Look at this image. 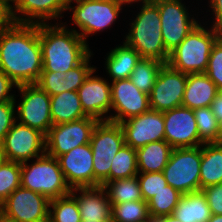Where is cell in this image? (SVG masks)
<instances>
[{
    "instance_id": "f5cc1de1",
    "label": "cell",
    "mask_w": 222,
    "mask_h": 222,
    "mask_svg": "<svg viewBox=\"0 0 222 222\" xmlns=\"http://www.w3.org/2000/svg\"><path fill=\"white\" fill-rule=\"evenodd\" d=\"M0 222H15V221L6 218L5 216H3V215L0 213Z\"/></svg>"
},
{
    "instance_id": "f1b7e54d",
    "label": "cell",
    "mask_w": 222,
    "mask_h": 222,
    "mask_svg": "<svg viewBox=\"0 0 222 222\" xmlns=\"http://www.w3.org/2000/svg\"><path fill=\"white\" fill-rule=\"evenodd\" d=\"M110 167V182L137 176L136 150L126 144L123 145L114 156Z\"/></svg>"
},
{
    "instance_id": "277c9868",
    "label": "cell",
    "mask_w": 222,
    "mask_h": 222,
    "mask_svg": "<svg viewBox=\"0 0 222 222\" xmlns=\"http://www.w3.org/2000/svg\"><path fill=\"white\" fill-rule=\"evenodd\" d=\"M199 23L186 38L169 53L167 64L185 74L205 73L213 45L222 31L211 27L210 31Z\"/></svg>"
},
{
    "instance_id": "11a10c76",
    "label": "cell",
    "mask_w": 222,
    "mask_h": 222,
    "mask_svg": "<svg viewBox=\"0 0 222 222\" xmlns=\"http://www.w3.org/2000/svg\"><path fill=\"white\" fill-rule=\"evenodd\" d=\"M3 159H4V158H3V154H2V152H1V147H0V163L2 162Z\"/></svg>"
},
{
    "instance_id": "d590c367",
    "label": "cell",
    "mask_w": 222,
    "mask_h": 222,
    "mask_svg": "<svg viewBox=\"0 0 222 222\" xmlns=\"http://www.w3.org/2000/svg\"><path fill=\"white\" fill-rule=\"evenodd\" d=\"M137 178L141 195L145 202H148L154 195L165 189L166 185H168L163 172L138 173Z\"/></svg>"
},
{
    "instance_id": "603a6c76",
    "label": "cell",
    "mask_w": 222,
    "mask_h": 222,
    "mask_svg": "<svg viewBox=\"0 0 222 222\" xmlns=\"http://www.w3.org/2000/svg\"><path fill=\"white\" fill-rule=\"evenodd\" d=\"M50 109L53 125L87 117L82 109L78 91H64L50 96Z\"/></svg>"
},
{
    "instance_id": "8992f818",
    "label": "cell",
    "mask_w": 222,
    "mask_h": 222,
    "mask_svg": "<svg viewBox=\"0 0 222 222\" xmlns=\"http://www.w3.org/2000/svg\"><path fill=\"white\" fill-rule=\"evenodd\" d=\"M93 153L94 187L110 182L112 160L125 145L123 130L119 123L109 120L98 121L90 139Z\"/></svg>"
},
{
    "instance_id": "ba28073f",
    "label": "cell",
    "mask_w": 222,
    "mask_h": 222,
    "mask_svg": "<svg viewBox=\"0 0 222 222\" xmlns=\"http://www.w3.org/2000/svg\"><path fill=\"white\" fill-rule=\"evenodd\" d=\"M122 7L115 0H83L67 10H73L71 20L81 31L77 33L87 42L90 34L108 29L119 18Z\"/></svg>"
},
{
    "instance_id": "681fc988",
    "label": "cell",
    "mask_w": 222,
    "mask_h": 222,
    "mask_svg": "<svg viewBox=\"0 0 222 222\" xmlns=\"http://www.w3.org/2000/svg\"><path fill=\"white\" fill-rule=\"evenodd\" d=\"M164 222H182L172 215L164 216Z\"/></svg>"
},
{
    "instance_id": "cb8c5ba5",
    "label": "cell",
    "mask_w": 222,
    "mask_h": 222,
    "mask_svg": "<svg viewBox=\"0 0 222 222\" xmlns=\"http://www.w3.org/2000/svg\"><path fill=\"white\" fill-rule=\"evenodd\" d=\"M173 147L165 140L151 142L136 149L138 173L162 172Z\"/></svg>"
},
{
    "instance_id": "7a4b0ae2",
    "label": "cell",
    "mask_w": 222,
    "mask_h": 222,
    "mask_svg": "<svg viewBox=\"0 0 222 222\" xmlns=\"http://www.w3.org/2000/svg\"><path fill=\"white\" fill-rule=\"evenodd\" d=\"M60 24H39L42 71L68 72L80 65L92 53L88 43L76 29L69 30L64 24Z\"/></svg>"
},
{
    "instance_id": "484cf974",
    "label": "cell",
    "mask_w": 222,
    "mask_h": 222,
    "mask_svg": "<svg viewBox=\"0 0 222 222\" xmlns=\"http://www.w3.org/2000/svg\"><path fill=\"white\" fill-rule=\"evenodd\" d=\"M140 59V54L125 42L112 49L107 54L105 62V68L112 78L111 81L129 78Z\"/></svg>"
},
{
    "instance_id": "f35d334b",
    "label": "cell",
    "mask_w": 222,
    "mask_h": 222,
    "mask_svg": "<svg viewBox=\"0 0 222 222\" xmlns=\"http://www.w3.org/2000/svg\"><path fill=\"white\" fill-rule=\"evenodd\" d=\"M92 53L78 66L65 72L67 91H78V89L83 85L84 80L90 74L93 66H89V61Z\"/></svg>"
},
{
    "instance_id": "52a82bcc",
    "label": "cell",
    "mask_w": 222,
    "mask_h": 222,
    "mask_svg": "<svg viewBox=\"0 0 222 222\" xmlns=\"http://www.w3.org/2000/svg\"><path fill=\"white\" fill-rule=\"evenodd\" d=\"M201 146L173 148L163 169L167 183L181 194L200 191Z\"/></svg>"
},
{
    "instance_id": "db71d44e",
    "label": "cell",
    "mask_w": 222,
    "mask_h": 222,
    "mask_svg": "<svg viewBox=\"0 0 222 222\" xmlns=\"http://www.w3.org/2000/svg\"><path fill=\"white\" fill-rule=\"evenodd\" d=\"M6 5H8L9 7H11L12 6V4H10L11 2L13 3V5H14V3L16 2V0H2Z\"/></svg>"
},
{
    "instance_id": "f907efd6",
    "label": "cell",
    "mask_w": 222,
    "mask_h": 222,
    "mask_svg": "<svg viewBox=\"0 0 222 222\" xmlns=\"http://www.w3.org/2000/svg\"><path fill=\"white\" fill-rule=\"evenodd\" d=\"M208 222H222V215H213L208 220Z\"/></svg>"
},
{
    "instance_id": "83f0119b",
    "label": "cell",
    "mask_w": 222,
    "mask_h": 222,
    "mask_svg": "<svg viewBox=\"0 0 222 222\" xmlns=\"http://www.w3.org/2000/svg\"><path fill=\"white\" fill-rule=\"evenodd\" d=\"M104 188L111 205L143 200L137 176L113 180L108 182Z\"/></svg>"
},
{
    "instance_id": "60d3db41",
    "label": "cell",
    "mask_w": 222,
    "mask_h": 222,
    "mask_svg": "<svg viewBox=\"0 0 222 222\" xmlns=\"http://www.w3.org/2000/svg\"><path fill=\"white\" fill-rule=\"evenodd\" d=\"M213 215H222V183L201 189Z\"/></svg>"
},
{
    "instance_id": "d6a6232c",
    "label": "cell",
    "mask_w": 222,
    "mask_h": 222,
    "mask_svg": "<svg viewBox=\"0 0 222 222\" xmlns=\"http://www.w3.org/2000/svg\"><path fill=\"white\" fill-rule=\"evenodd\" d=\"M182 195L169 184L166 185L165 189L158 192L148 201L149 215L152 217L172 215Z\"/></svg>"
},
{
    "instance_id": "f6af8a7d",
    "label": "cell",
    "mask_w": 222,
    "mask_h": 222,
    "mask_svg": "<svg viewBox=\"0 0 222 222\" xmlns=\"http://www.w3.org/2000/svg\"><path fill=\"white\" fill-rule=\"evenodd\" d=\"M212 113L215 115L218 122L222 120V90L216 92L215 98L210 105Z\"/></svg>"
},
{
    "instance_id": "7bdbcfd3",
    "label": "cell",
    "mask_w": 222,
    "mask_h": 222,
    "mask_svg": "<svg viewBox=\"0 0 222 222\" xmlns=\"http://www.w3.org/2000/svg\"><path fill=\"white\" fill-rule=\"evenodd\" d=\"M215 15L213 26L215 29L222 31V0H210V5Z\"/></svg>"
},
{
    "instance_id": "3957f363",
    "label": "cell",
    "mask_w": 222,
    "mask_h": 222,
    "mask_svg": "<svg viewBox=\"0 0 222 222\" xmlns=\"http://www.w3.org/2000/svg\"><path fill=\"white\" fill-rule=\"evenodd\" d=\"M131 22L124 42L134 48L141 58L167 63L169 53L163 43L158 6L153 1L143 3L140 12Z\"/></svg>"
},
{
    "instance_id": "4316f807",
    "label": "cell",
    "mask_w": 222,
    "mask_h": 222,
    "mask_svg": "<svg viewBox=\"0 0 222 222\" xmlns=\"http://www.w3.org/2000/svg\"><path fill=\"white\" fill-rule=\"evenodd\" d=\"M172 216L182 222H208L212 213L202 191L183 194Z\"/></svg>"
},
{
    "instance_id": "2e32d148",
    "label": "cell",
    "mask_w": 222,
    "mask_h": 222,
    "mask_svg": "<svg viewBox=\"0 0 222 222\" xmlns=\"http://www.w3.org/2000/svg\"><path fill=\"white\" fill-rule=\"evenodd\" d=\"M119 124L123 130L125 144L135 150L148 143L165 140L163 112L149 109Z\"/></svg>"
},
{
    "instance_id": "ee69618b",
    "label": "cell",
    "mask_w": 222,
    "mask_h": 222,
    "mask_svg": "<svg viewBox=\"0 0 222 222\" xmlns=\"http://www.w3.org/2000/svg\"><path fill=\"white\" fill-rule=\"evenodd\" d=\"M12 22L10 7L0 0V31L7 28Z\"/></svg>"
},
{
    "instance_id": "7402d4cb",
    "label": "cell",
    "mask_w": 222,
    "mask_h": 222,
    "mask_svg": "<svg viewBox=\"0 0 222 222\" xmlns=\"http://www.w3.org/2000/svg\"><path fill=\"white\" fill-rule=\"evenodd\" d=\"M217 91L215 83L205 73L187 74L181 106L192 110L209 107Z\"/></svg>"
},
{
    "instance_id": "ffe728a7",
    "label": "cell",
    "mask_w": 222,
    "mask_h": 222,
    "mask_svg": "<svg viewBox=\"0 0 222 222\" xmlns=\"http://www.w3.org/2000/svg\"><path fill=\"white\" fill-rule=\"evenodd\" d=\"M65 10L61 0H16L10 7L12 21L27 24H47L49 19L62 18Z\"/></svg>"
},
{
    "instance_id": "7c38bea8",
    "label": "cell",
    "mask_w": 222,
    "mask_h": 222,
    "mask_svg": "<svg viewBox=\"0 0 222 222\" xmlns=\"http://www.w3.org/2000/svg\"><path fill=\"white\" fill-rule=\"evenodd\" d=\"M49 204L44 195L20 186L0 204V213L15 222H49Z\"/></svg>"
},
{
    "instance_id": "6da1fadb",
    "label": "cell",
    "mask_w": 222,
    "mask_h": 222,
    "mask_svg": "<svg viewBox=\"0 0 222 222\" xmlns=\"http://www.w3.org/2000/svg\"><path fill=\"white\" fill-rule=\"evenodd\" d=\"M42 68L39 24L12 22L0 31V70L17 86L37 83Z\"/></svg>"
},
{
    "instance_id": "4dcf8cb0",
    "label": "cell",
    "mask_w": 222,
    "mask_h": 222,
    "mask_svg": "<svg viewBox=\"0 0 222 222\" xmlns=\"http://www.w3.org/2000/svg\"><path fill=\"white\" fill-rule=\"evenodd\" d=\"M49 222H82L77 200L71 194L50 200Z\"/></svg>"
},
{
    "instance_id": "d6986e66",
    "label": "cell",
    "mask_w": 222,
    "mask_h": 222,
    "mask_svg": "<svg viewBox=\"0 0 222 222\" xmlns=\"http://www.w3.org/2000/svg\"><path fill=\"white\" fill-rule=\"evenodd\" d=\"M96 68L90 72L78 89L79 99L84 113L98 121L108 120L105 116L112 106L111 84L103 77L93 76Z\"/></svg>"
},
{
    "instance_id": "5b68a950",
    "label": "cell",
    "mask_w": 222,
    "mask_h": 222,
    "mask_svg": "<svg viewBox=\"0 0 222 222\" xmlns=\"http://www.w3.org/2000/svg\"><path fill=\"white\" fill-rule=\"evenodd\" d=\"M21 187L44 195L49 200L71 193L57 158L46 153L30 165L21 163Z\"/></svg>"
},
{
    "instance_id": "5bb4252c",
    "label": "cell",
    "mask_w": 222,
    "mask_h": 222,
    "mask_svg": "<svg viewBox=\"0 0 222 222\" xmlns=\"http://www.w3.org/2000/svg\"><path fill=\"white\" fill-rule=\"evenodd\" d=\"M187 74L163 64L149 94L150 109L159 112L171 110L182 105L186 88Z\"/></svg>"
},
{
    "instance_id": "74e56055",
    "label": "cell",
    "mask_w": 222,
    "mask_h": 222,
    "mask_svg": "<svg viewBox=\"0 0 222 222\" xmlns=\"http://www.w3.org/2000/svg\"><path fill=\"white\" fill-rule=\"evenodd\" d=\"M65 73L60 71H42L41 76L36 84H38L50 96L60 94L67 91Z\"/></svg>"
},
{
    "instance_id": "7dc6e473",
    "label": "cell",
    "mask_w": 222,
    "mask_h": 222,
    "mask_svg": "<svg viewBox=\"0 0 222 222\" xmlns=\"http://www.w3.org/2000/svg\"><path fill=\"white\" fill-rule=\"evenodd\" d=\"M216 143L222 145V120L218 123V136Z\"/></svg>"
},
{
    "instance_id": "44dd1931",
    "label": "cell",
    "mask_w": 222,
    "mask_h": 222,
    "mask_svg": "<svg viewBox=\"0 0 222 222\" xmlns=\"http://www.w3.org/2000/svg\"><path fill=\"white\" fill-rule=\"evenodd\" d=\"M70 194L77 200L82 221H112V205L103 186L73 188Z\"/></svg>"
},
{
    "instance_id": "ab89813d",
    "label": "cell",
    "mask_w": 222,
    "mask_h": 222,
    "mask_svg": "<svg viewBox=\"0 0 222 222\" xmlns=\"http://www.w3.org/2000/svg\"><path fill=\"white\" fill-rule=\"evenodd\" d=\"M16 100L0 103V144L16 122Z\"/></svg>"
},
{
    "instance_id": "ac0fdd59",
    "label": "cell",
    "mask_w": 222,
    "mask_h": 222,
    "mask_svg": "<svg viewBox=\"0 0 222 222\" xmlns=\"http://www.w3.org/2000/svg\"><path fill=\"white\" fill-rule=\"evenodd\" d=\"M57 160L71 189L94 187L93 153L90 143L70 150L57 157Z\"/></svg>"
},
{
    "instance_id": "9a60e30c",
    "label": "cell",
    "mask_w": 222,
    "mask_h": 222,
    "mask_svg": "<svg viewBox=\"0 0 222 222\" xmlns=\"http://www.w3.org/2000/svg\"><path fill=\"white\" fill-rule=\"evenodd\" d=\"M111 109L115 115L108 116V120L116 123L138 116L150 109L149 95L140 91L129 78L115 80L111 83Z\"/></svg>"
},
{
    "instance_id": "816d5d0a",
    "label": "cell",
    "mask_w": 222,
    "mask_h": 222,
    "mask_svg": "<svg viewBox=\"0 0 222 222\" xmlns=\"http://www.w3.org/2000/svg\"><path fill=\"white\" fill-rule=\"evenodd\" d=\"M148 222H164V216L162 217H152L150 216Z\"/></svg>"
},
{
    "instance_id": "d4e9b609",
    "label": "cell",
    "mask_w": 222,
    "mask_h": 222,
    "mask_svg": "<svg viewBox=\"0 0 222 222\" xmlns=\"http://www.w3.org/2000/svg\"><path fill=\"white\" fill-rule=\"evenodd\" d=\"M222 183V145L206 143L201 145L200 191L203 188Z\"/></svg>"
},
{
    "instance_id": "1f68e13d",
    "label": "cell",
    "mask_w": 222,
    "mask_h": 222,
    "mask_svg": "<svg viewBox=\"0 0 222 222\" xmlns=\"http://www.w3.org/2000/svg\"><path fill=\"white\" fill-rule=\"evenodd\" d=\"M149 217L148 202L144 200L112 204V222H144Z\"/></svg>"
},
{
    "instance_id": "8fae6325",
    "label": "cell",
    "mask_w": 222,
    "mask_h": 222,
    "mask_svg": "<svg viewBox=\"0 0 222 222\" xmlns=\"http://www.w3.org/2000/svg\"><path fill=\"white\" fill-rule=\"evenodd\" d=\"M0 147L5 160L28 162L46 153L45 135L27 125L15 122Z\"/></svg>"
},
{
    "instance_id": "e0dca14e",
    "label": "cell",
    "mask_w": 222,
    "mask_h": 222,
    "mask_svg": "<svg viewBox=\"0 0 222 222\" xmlns=\"http://www.w3.org/2000/svg\"><path fill=\"white\" fill-rule=\"evenodd\" d=\"M165 141L173 148L201 146L194 110L183 106L163 112Z\"/></svg>"
},
{
    "instance_id": "9c48e42d",
    "label": "cell",
    "mask_w": 222,
    "mask_h": 222,
    "mask_svg": "<svg viewBox=\"0 0 222 222\" xmlns=\"http://www.w3.org/2000/svg\"><path fill=\"white\" fill-rule=\"evenodd\" d=\"M17 89L22 98L17 106L16 122L36 129L46 136L53 126L50 95L36 83L19 85Z\"/></svg>"
},
{
    "instance_id": "c3c4849f",
    "label": "cell",
    "mask_w": 222,
    "mask_h": 222,
    "mask_svg": "<svg viewBox=\"0 0 222 222\" xmlns=\"http://www.w3.org/2000/svg\"><path fill=\"white\" fill-rule=\"evenodd\" d=\"M81 1H83V0H61V2L63 3V6H64L66 9H68L69 7H71V3L73 4V3L76 2V4H77V3L81 2Z\"/></svg>"
},
{
    "instance_id": "30bf717a",
    "label": "cell",
    "mask_w": 222,
    "mask_h": 222,
    "mask_svg": "<svg viewBox=\"0 0 222 222\" xmlns=\"http://www.w3.org/2000/svg\"><path fill=\"white\" fill-rule=\"evenodd\" d=\"M160 13L161 32L165 49L173 51L199 24L190 18L189 11L181 0H153ZM187 9V10H186Z\"/></svg>"
},
{
    "instance_id": "4fadbf2b",
    "label": "cell",
    "mask_w": 222,
    "mask_h": 222,
    "mask_svg": "<svg viewBox=\"0 0 222 222\" xmlns=\"http://www.w3.org/2000/svg\"><path fill=\"white\" fill-rule=\"evenodd\" d=\"M97 123V119L87 116L76 121L53 125L45 136L46 154L57 158L78 146L90 143Z\"/></svg>"
},
{
    "instance_id": "b9f144b4",
    "label": "cell",
    "mask_w": 222,
    "mask_h": 222,
    "mask_svg": "<svg viewBox=\"0 0 222 222\" xmlns=\"http://www.w3.org/2000/svg\"><path fill=\"white\" fill-rule=\"evenodd\" d=\"M17 85L0 70V103L15 100V94L9 92Z\"/></svg>"
},
{
    "instance_id": "f546056e",
    "label": "cell",
    "mask_w": 222,
    "mask_h": 222,
    "mask_svg": "<svg viewBox=\"0 0 222 222\" xmlns=\"http://www.w3.org/2000/svg\"><path fill=\"white\" fill-rule=\"evenodd\" d=\"M163 64L158 60L141 58L129 79L140 91L149 95Z\"/></svg>"
},
{
    "instance_id": "8d00e7d4",
    "label": "cell",
    "mask_w": 222,
    "mask_h": 222,
    "mask_svg": "<svg viewBox=\"0 0 222 222\" xmlns=\"http://www.w3.org/2000/svg\"><path fill=\"white\" fill-rule=\"evenodd\" d=\"M205 74L222 90V36L212 47Z\"/></svg>"
},
{
    "instance_id": "e575fe53",
    "label": "cell",
    "mask_w": 222,
    "mask_h": 222,
    "mask_svg": "<svg viewBox=\"0 0 222 222\" xmlns=\"http://www.w3.org/2000/svg\"><path fill=\"white\" fill-rule=\"evenodd\" d=\"M200 142L216 143L218 136V121L212 113L210 106L194 110Z\"/></svg>"
},
{
    "instance_id": "836d02e7",
    "label": "cell",
    "mask_w": 222,
    "mask_h": 222,
    "mask_svg": "<svg viewBox=\"0 0 222 222\" xmlns=\"http://www.w3.org/2000/svg\"><path fill=\"white\" fill-rule=\"evenodd\" d=\"M21 186V163L3 159L0 163V204Z\"/></svg>"
},
{
    "instance_id": "bcb514c9",
    "label": "cell",
    "mask_w": 222,
    "mask_h": 222,
    "mask_svg": "<svg viewBox=\"0 0 222 222\" xmlns=\"http://www.w3.org/2000/svg\"><path fill=\"white\" fill-rule=\"evenodd\" d=\"M117 3L121 4V5H127V4H132V3H135V2H140L142 1V4L143 3H148V2H151L153 0H115Z\"/></svg>"
},
{
    "instance_id": "9f6ffc18",
    "label": "cell",
    "mask_w": 222,
    "mask_h": 222,
    "mask_svg": "<svg viewBox=\"0 0 222 222\" xmlns=\"http://www.w3.org/2000/svg\"><path fill=\"white\" fill-rule=\"evenodd\" d=\"M82 222H112V221H82Z\"/></svg>"
}]
</instances>
